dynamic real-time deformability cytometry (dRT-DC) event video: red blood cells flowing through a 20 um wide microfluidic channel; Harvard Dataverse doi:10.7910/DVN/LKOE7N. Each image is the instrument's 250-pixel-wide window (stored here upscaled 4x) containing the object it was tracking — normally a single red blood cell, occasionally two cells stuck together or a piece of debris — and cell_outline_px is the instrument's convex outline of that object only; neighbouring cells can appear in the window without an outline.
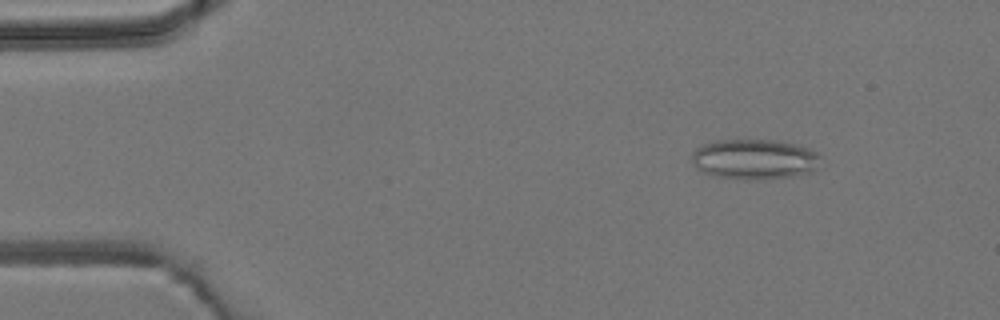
{"species": "common noctule bat (a hibernating species)", "species_latin": "Nyctalus noctula", "temperature_condition": "room temperature", "stored_images_in_passage": 4, "camera_frame_rate_fps": 3000, "um_per_image_px": 0.085, "animal": {"sex": "male", "body_mass_g": 19.2, "forearm_length_mm": 51.8}, "frame": {"image": 1, "passage_image": 1, "time_ms": 0.0, "image_size_px": [1000, 320], "cell_outline_px": [[820, 156], [816, 168], [812, 172], [800, 176], [744, 180], [716, 176], [704, 172], [696, 168], [692, 164], [692, 152], [696, 148], [704, 144], [716, 140], [772, 140], [792, 144], [808, 148], [816, 152]], "centroid_in_image_um": [64.11, 13.54], "position_along_channel_um": 20.9, "area_um2": 30.17}}